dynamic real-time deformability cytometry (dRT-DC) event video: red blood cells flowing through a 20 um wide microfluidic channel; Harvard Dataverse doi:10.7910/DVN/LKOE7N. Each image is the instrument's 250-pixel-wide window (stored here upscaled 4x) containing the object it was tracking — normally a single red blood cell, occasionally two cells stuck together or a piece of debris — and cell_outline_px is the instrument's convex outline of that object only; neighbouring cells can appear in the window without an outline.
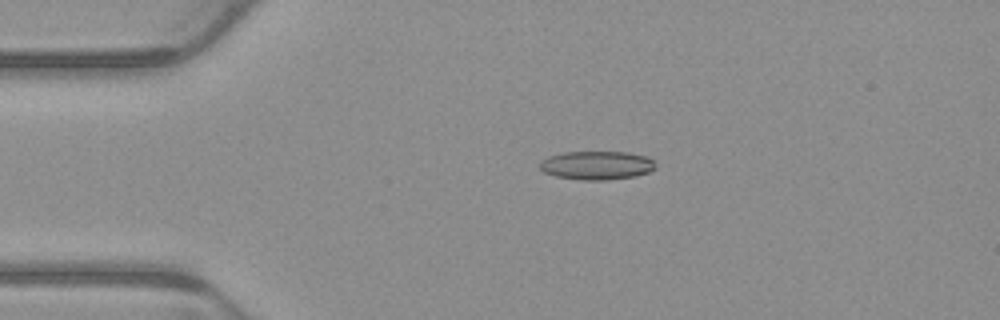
{"species": "common noctule bat (a hibernating species)", "species_latin": "Nyctalus noctula", "temperature_condition": "warm", "stored_images_in_passage": 2, "camera_frame_rate_fps": 3000, "um_per_image_px": 0.085, "animal": {"sex": "male", "body_mass_g": 23.1, "forearm_length_mm": 52.7}, "frame": {"image": 1, "passage_image": 1, "time_ms": 0.0, "image_size_px": [1000, 320], "cell_outline_px": [[656, 168], [648, 172], [636, 176], [608, 180], [584, 180], [556, 176], [544, 172], [540, 168], [540, 160], [548, 156], [564, 152], [628, 152], [644, 156], [652, 160], [656, 164]], "centroid_in_image_um": [50.72, 14.05], "position_along_channel_um": 34.3, "area_um2": 19.31}}